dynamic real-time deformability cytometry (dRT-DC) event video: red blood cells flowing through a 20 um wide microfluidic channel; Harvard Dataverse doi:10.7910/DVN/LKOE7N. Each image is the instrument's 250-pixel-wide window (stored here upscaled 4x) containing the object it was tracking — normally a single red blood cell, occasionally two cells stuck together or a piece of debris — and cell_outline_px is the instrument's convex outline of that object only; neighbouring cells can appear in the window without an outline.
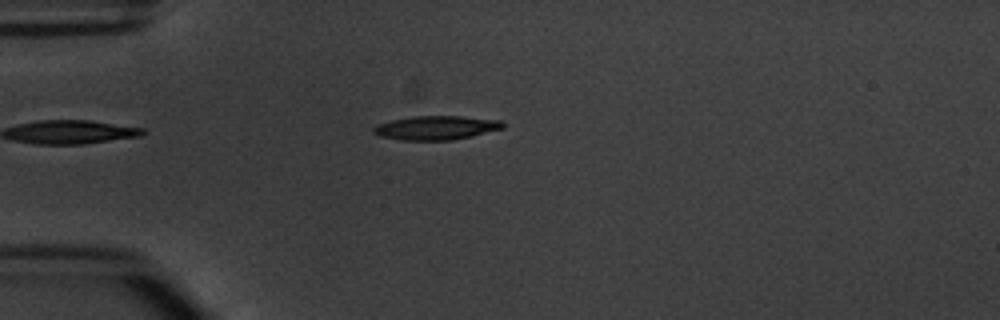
{"species": "common noctule bat (a hibernating species)", "species_latin": "Nyctalus noctula", "temperature_condition": "warm", "stored_images_in_passage": 4, "camera_frame_rate_fps": 3000, "um_per_image_px": 0.085, "animal": {"sex": "male", "body_mass_g": 20.1, "forearm_length_mm": 53.5}, "frame": {"image": 1, "passage_image": 4, "time_ms": 4.333, "image_size_px": [1000, 320], "cell_outline_px": [[504, 128], [472, 136], [452, 140], [400, 140], [380, 136], [372, 132], [372, 128], [376, 124], [392, 120], [412, 116], [460, 116], [500, 120], [504, 124]], "centroid_in_image_um": [37.04, 10.86], "position_along_channel_um": 48.0, "area_um2": 18.09}}